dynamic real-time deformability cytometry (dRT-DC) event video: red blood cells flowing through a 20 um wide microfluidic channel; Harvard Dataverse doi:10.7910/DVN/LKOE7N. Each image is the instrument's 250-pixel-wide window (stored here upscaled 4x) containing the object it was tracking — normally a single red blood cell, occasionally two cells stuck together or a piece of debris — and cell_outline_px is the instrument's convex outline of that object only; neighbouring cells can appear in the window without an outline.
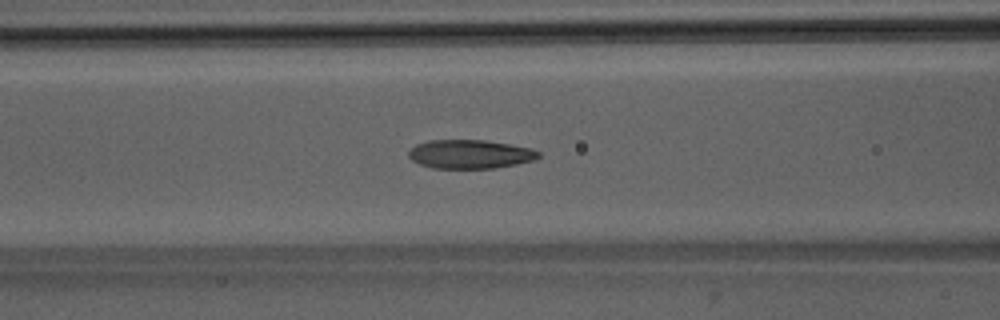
{"species": "Egyptian fruit bat (a non-hibernating species)", "species_latin": "Rousettus aegyptiacus", "temperature_condition": "room temperature", "stored_images_in_passage": 48, "camera_frame_rate_fps": 3000, "um_per_image_px": 0.085, "animal": {"sex": "male"}, "frame": {"image": 1, "passage_image": 18, "time_ms": 5.667, "image_size_px": [1000, 320], "cell_outline_px": [[540, 156], [532, 160], [516, 164], [496, 168], [432, 168], [420, 164], [412, 160], [408, 156], [408, 152], [416, 144], [428, 140], [484, 140], [532, 148], [540, 152]], "centroid_in_image_um": [39.94, 13.1], "position_along_channel_um": 126.7, "area_um2": 21.73}}
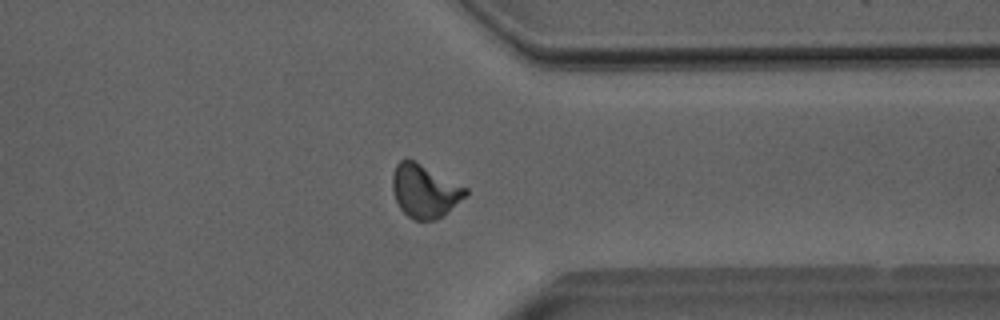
{"frame": {"image": 2, "passage_image": 37, "time_ms": 12.0, "image_size_px": [1000, 320], "cell_outline_px": [[468, 192], [444, 216], [436, 220], [412, 220], [400, 208], [396, 200], [392, 188], [392, 172], [396, 164], [400, 160], [412, 160], [468, 188]], "centroid_in_image_um": [36.07, 16.26], "position_along_channel_um": 375.3, "area_um2": 22.37}}
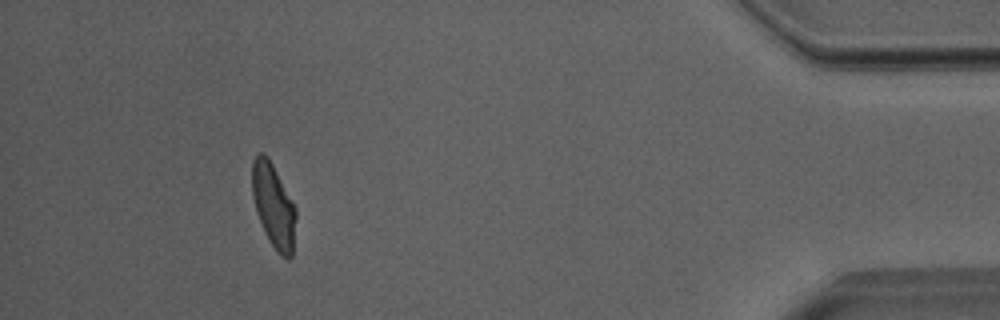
{"frame": {"image": 3, "passage_image": 44, "time_ms": 14.333, "image_size_px": [1000, 320], "cell_outline_px": [[296, 216], [292, 256], [288, 260], [280, 256], [276, 252], [268, 240], [256, 212], [252, 196], [252, 160], [260, 152], [268, 156], [292, 200], [296, 208]], "centroid_in_image_um": [23.24, 17.51], "position_along_channel_um": 412.0, "area_um2": 21.56}, "authors_computed_cell_mechanics": {"area_um2": 21.964, "velocity_mm_per_s": 3.9771, "shape_relaxation_time_tau1_ms": 4.4, "shape_relaxation_time_tau2_ms": 1.1874, "deformation_change_tau1": 0.1493, "deformation_change_tau2": 0.068}}